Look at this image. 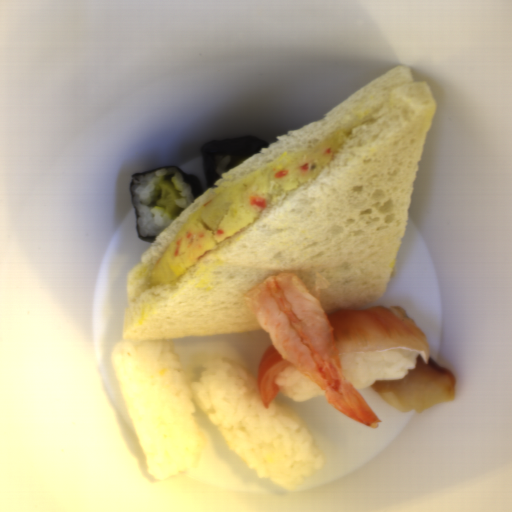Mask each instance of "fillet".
<instances>
[{
  "mask_svg": "<svg viewBox=\"0 0 512 512\" xmlns=\"http://www.w3.org/2000/svg\"><path fill=\"white\" fill-rule=\"evenodd\" d=\"M336 353L380 352L405 348L419 353L414 368L396 380H375L373 391L399 412L421 414L430 407L456 400V376L430 357L427 337L400 305L338 309L325 314Z\"/></svg>",
  "mask_w": 512,
  "mask_h": 512,
  "instance_id": "fillet-1",
  "label": "fillet"
},
{
  "mask_svg": "<svg viewBox=\"0 0 512 512\" xmlns=\"http://www.w3.org/2000/svg\"><path fill=\"white\" fill-rule=\"evenodd\" d=\"M289 365L292 364L279 354L273 344L264 350L257 370V387L265 410H269L270 403L279 393L275 383L278 374Z\"/></svg>",
  "mask_w": 512,
  "mask_h": 512,
  "instance_id": "fillet-2",
  "label": "fillet"
}]
</instances>
